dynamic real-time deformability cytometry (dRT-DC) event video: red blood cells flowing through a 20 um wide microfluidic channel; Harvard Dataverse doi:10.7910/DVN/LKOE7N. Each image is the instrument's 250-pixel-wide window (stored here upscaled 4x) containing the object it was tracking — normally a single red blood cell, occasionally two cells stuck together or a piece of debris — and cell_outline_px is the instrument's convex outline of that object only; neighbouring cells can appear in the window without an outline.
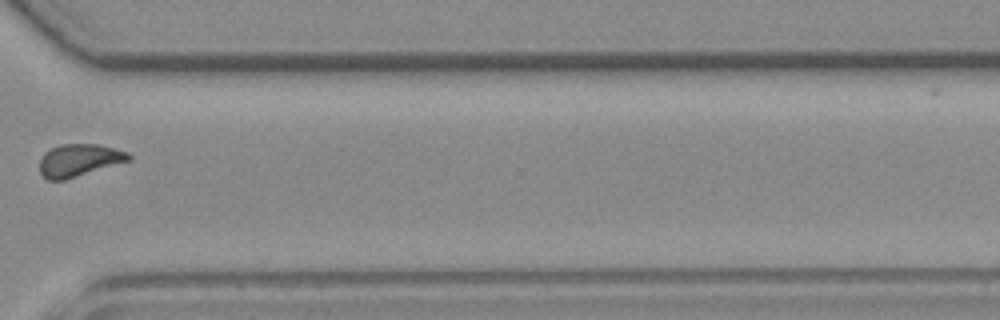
{"species": "common noctule bat (a hibernating species)", "species_latin": "Nyctalus noctula", "temperature_condition": "room temperature", "stored_images_in_passage": 16, "camera_frame_rate_fps": 3000, "um_per_image_px": 0.085, "animal": {"sex": "female", "body_mass_g": 19.3, "forearm_length_mm": 54.1}, "frame": {"image": 1, "passage_image": 12, "time_ms": 3.667, "image_size_px": [1000, 320], "cell_outline_px": [[132, 160], [64, 180], [48, 180], [40, 172], [40, 160], [44, 152], [60, 144], [100, 144], [128, 152], [132, 156]], "centroid_in_image_um": [6.75, 13.61], "position_along_channel_um": 363.9, "area_um2": 16.88}}